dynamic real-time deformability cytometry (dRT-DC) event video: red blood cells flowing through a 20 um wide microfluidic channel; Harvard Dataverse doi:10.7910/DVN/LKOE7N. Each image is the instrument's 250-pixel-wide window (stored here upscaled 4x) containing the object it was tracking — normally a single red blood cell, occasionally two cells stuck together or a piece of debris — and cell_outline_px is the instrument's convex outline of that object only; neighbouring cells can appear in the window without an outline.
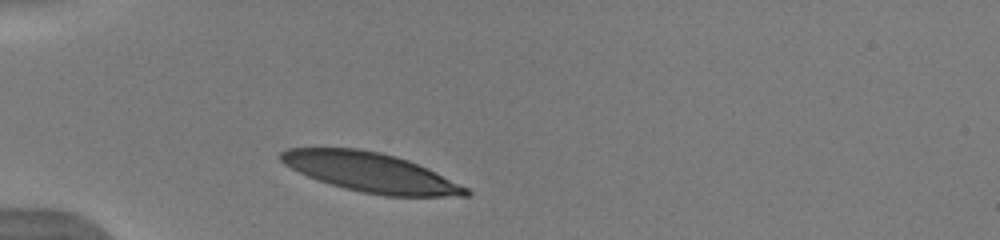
{"species": "human", "species_latin": "Homo sapiens", "temperature_condition": "warm", "stored_images_in_passage": 7, "camera_frame_rate_fps": 3000, "um_per_image_px": 0.085, "donor": {"sex": "male"}, "frame": {"image": 1, "passage_image": 1, "time_ms": 0.0, "image_size_px": [1000, 240], "cell_outline_px": [[472, 192], [468, 196], [384, 196], [344, 188], [308, 176], [284, 164], [280, 160], [280, 152], [288, 148], [360, 148], [380, 152], [408, 160], [468, 188]], "centroid_in_image_um": [31.49, 14.65], "position_along_channel_um": 53.5, "area_um2": 41.73}}
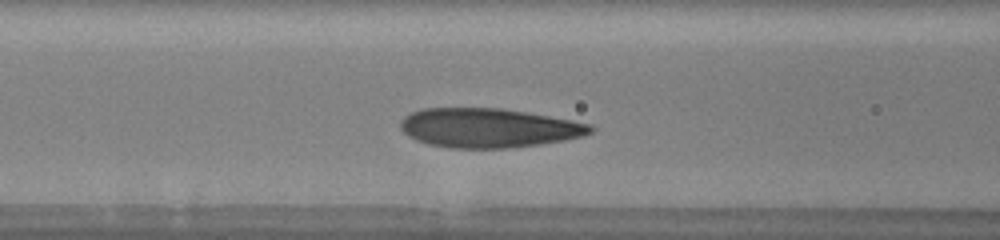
{"frame": {"image": 2, "passage_image": 5, "time_ms": 1.333, "image_size_px": [1000, 240], "cell_outline_px": [[596, 128], [592, 132], [580, 136], [564, 140], [540, 144], [508, 148], [448, 148], [428, 144], [416, 140], [408, 136], [400, 128], [400, 120], [404, 116], [412, 112], [424, 108], [500, 108], [572, 120], [592, 124]], "centroid_in_image_um": [41.5, 10.87], "position_along_channel_um": 125.1, "area_um2": 43.47}}
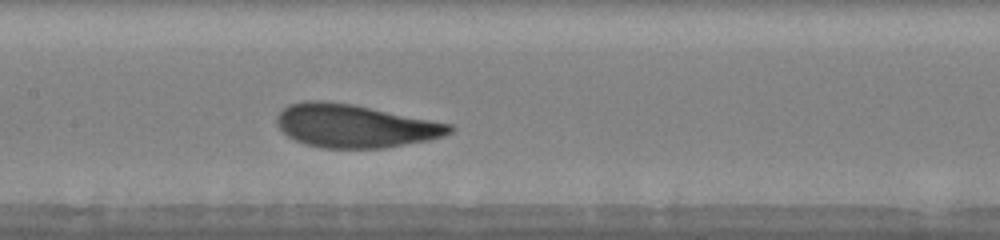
{"frame": {"image": 3, "passage_image": 7, "time_ms": 2.0, "image_size_px": [1000, 240], "cell_outline_px": [[456, 128], [452, 132], [444, 136], [428, 140], [384, 148], [324, 148], [304, 144], [288, 136], [276, 124], [276, 116], [288, 104], [304, 100], [324, 100], [352, 104], [452, 124]], "centroid_in_image_um": [30.15, 10.7], "position_along_channel_um": 177.2, "area_um2": 43.52}}